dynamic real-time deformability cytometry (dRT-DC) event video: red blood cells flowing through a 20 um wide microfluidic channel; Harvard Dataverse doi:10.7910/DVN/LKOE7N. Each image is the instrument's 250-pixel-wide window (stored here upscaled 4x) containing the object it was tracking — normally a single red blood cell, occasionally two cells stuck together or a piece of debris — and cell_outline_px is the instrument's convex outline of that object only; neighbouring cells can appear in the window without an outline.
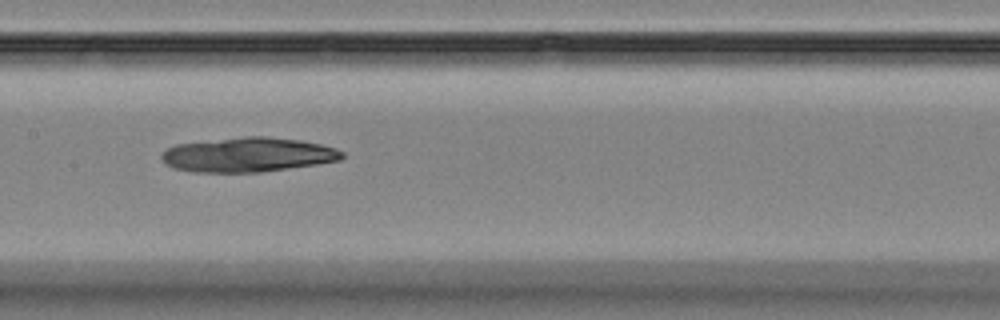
{"species": "Egyptian fruit bat (a non-hibernating species)", "species_latin": "Rousettus aegyptiacus", "temperature_condition": "room temperature", "stored_images_in_passage": 8, "camera_frame_rate_fps": 3000, "um_per_image_px": 0.085, "animal": {"sex": "female"}, "frame": {"image": 1, "passage_image": 8, "time_ms": 7.667, "image_size_px": [1000, 320], "cell_outline_px": [[344, 156], [340, 160], [316, 164], [260, 172], [192, 172], [172, 168], [160, 156], [168, 148], [176, 144], [244, 136], [264, 136], [300, 140], [320, 144], [336, 148], [344, 152]], "centroid_in_image_um": [21.08, 13.15], "position_along_channel_um": 186.3, "area_um2": 36.13}}